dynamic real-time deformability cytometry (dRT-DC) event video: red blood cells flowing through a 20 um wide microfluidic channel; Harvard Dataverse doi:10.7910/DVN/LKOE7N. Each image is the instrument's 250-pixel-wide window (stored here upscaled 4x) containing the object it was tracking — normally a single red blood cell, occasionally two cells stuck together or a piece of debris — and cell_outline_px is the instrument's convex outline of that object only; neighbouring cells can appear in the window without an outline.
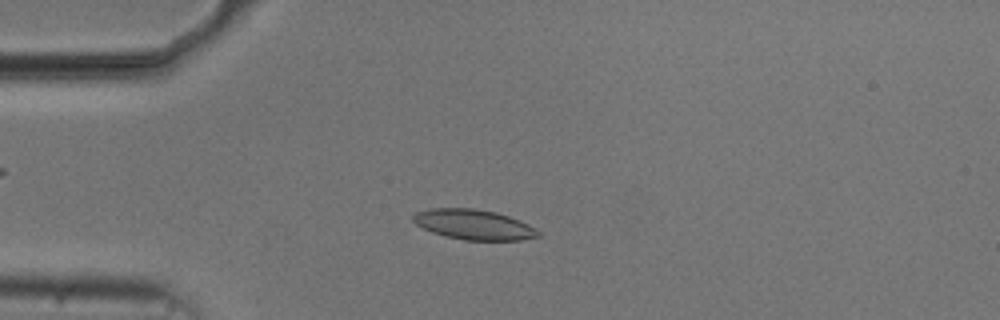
{"species": "common noctule bat (a hibernating species)", "species_latin": "Nyctalus noctula", "temperature_condition": "cold", "stored_images_in_passage": 53, "camera_frame_rate_fps": 3000, "um_per_image_px": 0.085, "animal": {"sex": "male", "body_mass_g": 20.5, "forearm_length_mm": 52.5}, "frame": {"image": 1, "passage_image": 13, "time_ms": 4.0, "image_size_px": [1000, 320], "cell_outline_px": [[540, 236], [520, 240], [464, 240], [444, 236], [432, 232], [416, 224], [412, 220], [412, 216], [416, 212], [432, 208], [472, 208], [496, 212], [520, 220], [536, 228], [540, 232]], "centroid_in_image_um": [40.27, 19.09], "position_along_channel_um": 44.7, "area_um2": 21.96}}
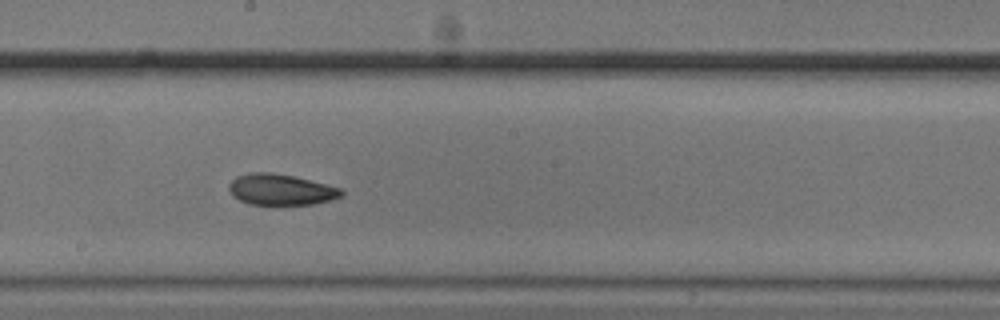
{"frame": {"image": 2, "passage_image": 29, "time_ms": 9.333, "image_size_px": [1000, 320], "cell_outline_px": [[344, 196], [312, 204], [248, 204], [232, 196], [228, 188], [228, 184], [236, 176], [252, 172], [272, 172], [292, 176], [340, 188], [344, 192]], "centroid_in_image_um": [23.82, 16.11], "position_along_channel_um": 224.4, "area_um2": 20.11}}
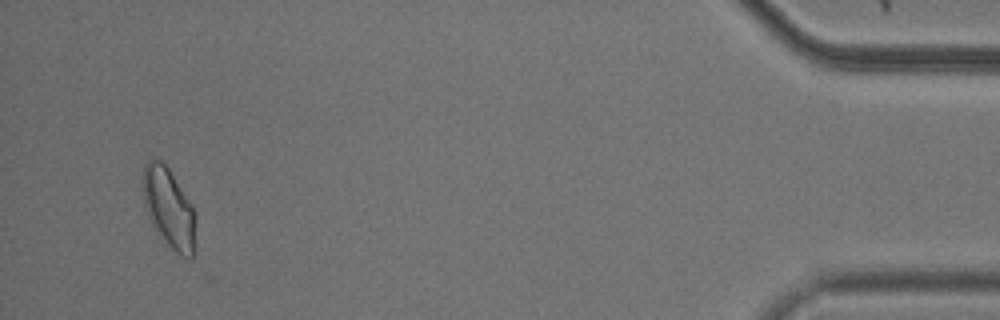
{"frame": {"image": 3, "passage_image": 51, "time_ms": 16.667, "image_size_px": [1000, 320], "cell_outline_px": [[196, 216], [192, 256], [184, 256], [176, 252], [168, 244], [156, 228], [144, 204], [140, 180], [140, 176], [144, 164], [148, 160], [164, 160], [196, 212]], "centroid_in_image_um": [14.32, 17.56], "position_along_channel_um": 420.9, "area_um2": 24.28}, "authors_computed_cell_mechanics": {"area_um2": 21.2126, "velocity_mm_per_s": 3.7206, "shape_relaxation_time_tau1_ms": 6.1889, "shape_relaxation_time_tau2_ms": 4.6671, "deformation_change_tau1": 0.1272, "deformation_change_tau2": 0.0789}}